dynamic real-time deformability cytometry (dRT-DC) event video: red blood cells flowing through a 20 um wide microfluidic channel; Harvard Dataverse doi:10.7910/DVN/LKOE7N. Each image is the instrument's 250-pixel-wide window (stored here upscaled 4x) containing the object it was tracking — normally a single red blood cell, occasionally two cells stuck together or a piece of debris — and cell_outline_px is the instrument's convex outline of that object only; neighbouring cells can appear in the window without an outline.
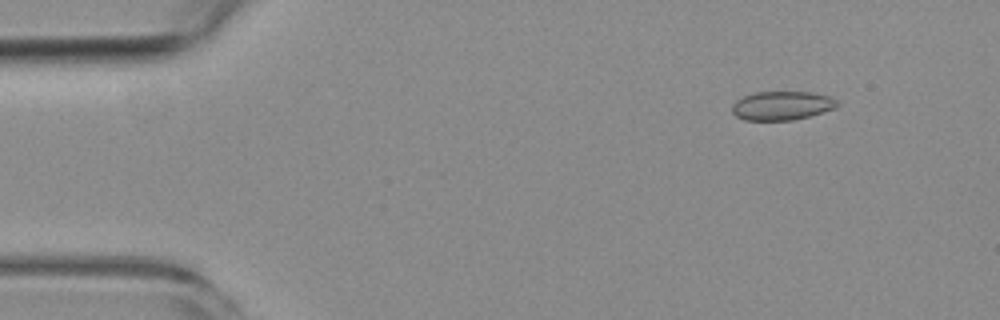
{"species": "common noctule bat (a hibernating species)", "species_latin": "Nyctalus noctula", "temperature_condition": "room temperature", "stored_images_in_passage": 4, "camera_frame_rate_fps": 3000, "um_per_image_px": 0.085, "animal": {"sex": "female", "body_mass_g": 19.3, "forearm_length_mm": 54.1}, "frame": {"image": 1, "passage_image": 2, "time_ms": 1.0, "image_size_px": [1000, 320], "cell_outline_px": [[840, 104], [836, 108], [808, 116], [792, 120], [744, 120], [736, 116], [732, 112], [732, 104], [736, 100], [744, 96], [756, 92], [812, 92], [828, 96], [836, 100]], "centroid_in_image_um": [66.45, 8.98], "position_along_channel_um": 18.5, "area_um2": 17.63}}
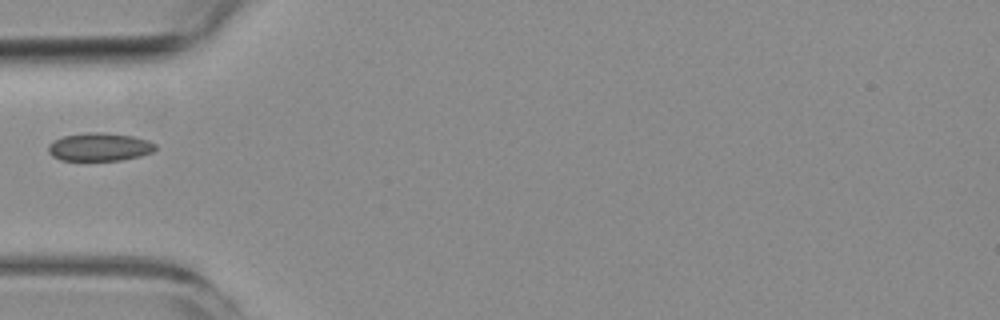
{"frame": {"image": 2, "passage_image": 4, "time_ms": 5.0, "image_size_px": [1000, 320], "cell_outline_px": [[156, 148], [152, 152], [140, 156], [120, 160], [60, 160], [52, 156], [48, 152], [48, 144], [52, 140], [64, 136], [88, 132], [100, 132], [132, 136], [148, 140], [156, 144]], "centroid_in_image_um": [8.43, 12.49], "position_along_channel_um": 76.6, "area_um2": 17.57}}